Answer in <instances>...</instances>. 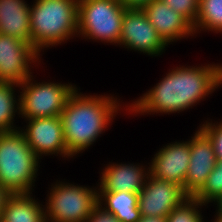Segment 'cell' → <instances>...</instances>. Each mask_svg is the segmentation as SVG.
Here are the masks:
<instances>
[{
    "label": "cell",
    "mask_w": 222,
    "mask_h": 222,
    "mask_svg": "<svg viewBox=\"0 0 222 222\" xmlns=\"http://www.w3.org/2000/svg\"><path fill=\"white\" fill-rule=\"evenodd\" d=\"M222 84V65L177 67L127 110L132 113H175L191 108Z\"/></svg>",
    "instance_id": "1"
},
{
    "label": "cell",
    "mask_w": 222,
    "mask_h": 222,
    "mask_svg": "<svg viewBox=\"0 0 222 222\" xmlns=\"http://www.w3.org/2000/svg\"><path fill=\"white\" fill-rule=\"evenodd\" d=\"M110 96H87L77 90L68 99L60 114L69 154L84 151L105 131L120 109L117 99Z\"/></svg>",
    "instance_id": "2"
},
{
    "label": "cell",
    "mask_w": 222,
    "mask_h": 222,
    "mask_svg": "<svg viewBox=\"0 0 222 222\" xmlns=\"http://www.w3.org/2000/svg\"><path fill=\"white\" fill-rule=\"evenodd\" d=\"M30 7L31 45L40 53L78 33V0H35Z\"/></svg>",
    "instance_id": "3"
},
{
    "label": "cell",
    "mask_w": 222,
    "mask_h": 222,
    "mask_svg": "<svg viewBox=\"0 0 222 222\" xmlns=\"http://www.w3.org/2000/svg\"><path fill=\"white\" fill-rule=\"evenodd\" d=\"M39 159L21 130L0 132V186L10 194L32 193Z\"/></svg>",
    "instance_id": "4"
},
{
    "label": "cell",
    "mask_w": 222,
    "mask_h": 222,
    "mask_svg": "<svg viewBox=\"0 0 222 222\" xmlns=\"http://www.w3.org/2000/svg\"><path fill=\"white\" fill-rule=\"evenodd\" d=\"M125 10L119 0H78V34L119 45Z\"/></svg>",
    "instance_id": "5"
},
{
    "label": "cell",
    "mask_w": 222,
    "mask_h": 222,
    "mask_svg": "<svg viewBox=\"0 0 222 222\" xmlns=\"http://www.w3.org/2000/svg\"><path fill=\"white\" fill-rule=\"evenodd\" d=\"M31 77L19 85L23 89L18 98V113L26 119L60 116L76 87L53 82L33 83Z\"/></svg>",
    "instance_id": "6"
},
{
    "label": "cell",
    "mask_w": 222,
    "mask_h": 222,
    "mask_svg": "<svg viewBox=\"0 0 222 222\" xmlns=\"http://www.w3.org/2000/svg\"><path fill=\"white\" fill-rule=\"evenodd\" d=\"M55 184L46 202V222H85L98 203V191L85 186Z\"/></svg>",
    "instance_id": "7"
},
{
    "label": "cell",
    "mask_w": 222,
    "mask_h": 222,
    "mask_svg": "<svg viewBox=\"0 0 222 222\" xmlns=\"http://www.w3.org/2000/svg\"><path fill=\"white\" fill-rule=\"evenodd\" d=\"M38 56L39 52L26 41L0 34V82H10L19 87L31 76L29 66L37 62Z\"/></svg>",
    "instance_id": "8"
},
{
    "label": "cell",
    "mask_w": 222,
    "mask_h": 222,
    "mask_svg": "<svg viewBox=\"0 0 222 222\" xmlns=\"http://www.w3.org/2000/svg\"><path fill=\"white\" fill-rule=\"evenodd\" d=\"M188 198L182 186L156 179L149 174L138 193V207L141 215L167 217Z\"/></svg>",
    "instance_id": "9"
},
{
    "label": "cell",
    "mask_w": 222,
    "mask_h": 222,
    "mask_svg": "<svg viewBox=\"0 0 222 222\" xmlns=\"http://www.w3.org/2000/svg\"><path fill=\"white\" fill-rule=\"evenodd\" d=\"M119 45L151 56L161 55L167 46L141 9L125 10Z\"/></svg>",
    "instance_id": "10"
},
{
    "label": "cell",
    "mask_w": 222,
    "mask_h": 222,
    "mask_svg": "<svg viewBox=\"0 0 222 222\" xmlns=\"http://www.w3.org/2000/svg\"><path fill=\"white\" fill-rule=\"evenodd\" d=\"M29 121L25 131L21 130L25 139L38 156L60 154L72 157L66 146L63 125L60 116L27 119Z\"/></svg>",
    "instance_id": "11"
},
{
    "label": "cell",
    "mask_w": 222,
    "mask_h": 222,
    "mask_svg": "<svg viewBox=\"0 0 222 222\" xmlns=\"http://www.w3.org/2000/svg\"><path fill=\"white\" fill-rule=\"evenodd\" d=\"M191 138L190 160L183 187L189 197H193L203 187L217 161L213 142L201 128Z\"/></svg>",
    "instance_id": "12"
},
{
    "label": "cell",
    "mask_w": 222,
    "mask_h": 222,
    "mask_svg": "<svg viewBox=\"0 0 222 222\" xmlns=\"http://www.w3.org/2000/svg\"><path fill=\"white\" fill-rule=\"evenodd\" d=\"M154 156L148 167L150 175L184 187L190 160L189 141L169 143Z\"/></svg>",
    "instance_id": "13"
},
{
    "label": "cell",
    "mask_w": 222,
    "mask_h": 222,
    "mask_svg": "<svg viewBox=\"0 0 222 222\" xmlns=\"http://www.w3.org/2000/svg\"><path fill=\"white\" fill-rule=\"evenodd\" d=\"M141 10L167 45L195 34L193 25L161 0H152Z\"/></svg>",
    "instance_id": "14"
},
{
    "label": "cell",
    "mask_w": 222,
    "mask_h": 222,
    "mask_svg": "<svg viewBox=\"0 0 222 222\" xmlns=\"http://www.w3.org/2000/svg\"><path fill=\"white\" fill-rule=\"evenodd\" d=\"M101 173L99 192L125 191L139 193L150 174L143 166L133 164H109ZM145 177V178H144Z\"/></svg>",
    "instance_id": "15"
},
{
    "label": "cell",
    "mask_w": 222,
    "mask_h": 222,
    "mask_svg": "<svg viewBox=\"0 0 222 222\" xmlns=\"http://www.w3.org/2000/svg\"><path fill=\"white\" fill-rule=\"evenodd\" d=\"M0 34L31 44L30 7L24 0H0Z\"/></svg>",
    "instance_id": "16"
},
{
    "label": "cell",
    "mask_w": 222,
    "mask_h": 222,
    "mask_svg": "<svg viewBox=\"0 0 222 222\" xmlns=\"http://www.w3.org/2000/svg\"><path fill=\"white\" fill-rule=\"evenodd\" d=\"M42 206L31 197V193L11 194L5 202L0 222H46Z\"/></svg>",
    "instance_id": "17"
},
{
    "label": "cell",
    "mask_w": 222,
    "mask_h": 222,
    "mask_svg": "<svg viewBox=\"0 0 222 222\" xmlns=\"http://www.w3.org/2000/svg\"><path fill=\"white\" fill-rule=\"evenodd\" d=\"M98 204H104L106 208H103L113 213L120 222H138L142 216L138 207V193L98 192Z\"/></svg>",
    "instance_id": "18"
},
{
    "label": "cell",
    "mask_w": 222,
    "mask_h": 222,
    "mask_svg": "<svg viewBox=\"0 0 222 222\" xmlns=\"http://www.w3.org/2000/svg\"><path fill=\"white\" fill-rule=\"evenodd\" d=\"M193 28L195 33L201 29L222 33V0H200Z\"/></svg>",
    "instance_id": "19"
},
{
    "label": "cell",
    "mask_w": 222,
    "mask_h": 222,
    "mask_svg": "<svg viewBox=\"0 0 222 222\" xmlns=\"http://www.w3.org/2000/svg\"><path fill=\"white\" fill-rule=\"evenodd\" d=\"M14 86L15 84L10 82H0V132L17 130L13 127V121L15 113L20 110V105L15 99Z\"/></svg>",
    "instance_id": "20"
},
{
    "label": "cell",
    "mask_w": 222,
    "mask_h": 222,
    "mask_svg": "<svg viewBox=\"0 0 222 222\" xmlns=\"http://www.w3.org/2000/svg\"><path fill=\"white\" fill-rule=\"evenodd\" d=\"M222 196V159H217L214 169L208 175L203 187L193 196L201 204L205 205Z\"/></svg>",
    "instance_id": "21"
},
{
    "label": "cell",
    "mask_w": 222,
    "mask_h": 222,
    "mask_svg": "<svg viewBox=\"0 0 222 222\" xmlns=\"http://www.w3.org/2000/svg\"><path fill=\"white\" fill-rule=\"evenodd\" d=\"M199 206L203 205L195 198L189 197L167 215V222H204L200 209H197Z\"/></svg>",
    "instance_id": "22"
},
{
    "label": "cell",
    "mask_w": 222,
    "mask_h": 222,
    "mask_svg": "<svg viewBox=\"0 0 222 222\" xmlns=\"http://www.w3.org/2000/svg\"><path fill=\"white\" fill-rule=\"evenodd\" d=\"M166 3L175 12L183 15L192 25L199 13V1L200 0H161Z\"/></svg>",
    "instance_id": "23"
},
{
    "label": "cell",
    "mask_w": 222,
    "mask_h": 222,
    "mask_svg": "<svg viewBox=\"0 0 222 222\" xmlns=\"http://www.w3.org/2000/svg\"><path fill=\"white\" fill-rule=\"evenodd\" d=\"M200 128L210 137L214 145L217 159H222V121L213 124L205 122Z\"/></svg>",
    "instance_id": "24"
},
{
    "label": "cell",
    "mask_w": 222,
    "mask_h": 222,
    "mask_svg": "<svg viewBox=\"0 0 222 222\" xmlns=\"http://www.w3.org/2000/svg\"><path fill=\"white\" fill-rule=\"evenodd\" d=\"M85 222H120V220L97 203Z\"/></svg>",
    "instance_id": "25"
},
{
    "label": "cell",
    "mask_w": 222,
    "mask_h": 222,
    "mask_svg": "<svg viewBox=\"0 0 222 222\" xmlns=\"http://www.w3.org/2000/svg\"><path fill=\"white\" fill-rule=\"evenodd\" d=\"M126 9H142L152 0H119Z\"/></svg>",
    "instance_id": "26"
},
{
    "label": "cell",
    "mask_w": 222,
    "mask_h": 222,
    "mask_svg": "<svg viewBox=\"0 0 222 222\" xmlns=\"http://www.w3.org/2000/svg\"><path fill=\"white\" fill-rule=\"evenodd\" d=\"M11 194L2 186H0V215L4 209L5 202Z\"/></svg>",
    "instance_id": "27"
},
{
    "label": "cell",
    "mask_w": 222,
    "mask_h": 222,
    "mask_svg": "<svg viewBox=\"0 0 222 222\" xmlns=\"http://www.w3.org/2000/svg\"><path fill=\"white\" fill-rule=\"evenodd\" d=\"M138 222H167L166 217H155V216H141Z\"/></svg>",
    "instance_id": "28"
},
{
    "label": "cell",
    "mask_w": 222,
    "mask_h": 222,
    "mask_svg": "<svg viewBox=\"0 0 222 222\" xmlns=\"http://www.w3.org/2000/svg\"><path fill=\"white\" fill-rule=\"evenodd\" d=\"M219 213V214H218ZM215 222H222V211L217 212V217L214 220Z\"/></svg>",
    "instance_id": "29"
},
{
    "label": "cell",
    "mask_w": 222,
    "mask_h": 222,
    "mask_svg": "<svg viewBox=\"0 0 222 222\" xmlns=\"http://www.w3.org/2000/svg\"><path fill=\"white\" fill-rule=\"evenodd\" d=\"M217 206H218L217 211H222V196L217 201Z\"/></svg>",
    "instance_id": "30"
}]
</instances>
